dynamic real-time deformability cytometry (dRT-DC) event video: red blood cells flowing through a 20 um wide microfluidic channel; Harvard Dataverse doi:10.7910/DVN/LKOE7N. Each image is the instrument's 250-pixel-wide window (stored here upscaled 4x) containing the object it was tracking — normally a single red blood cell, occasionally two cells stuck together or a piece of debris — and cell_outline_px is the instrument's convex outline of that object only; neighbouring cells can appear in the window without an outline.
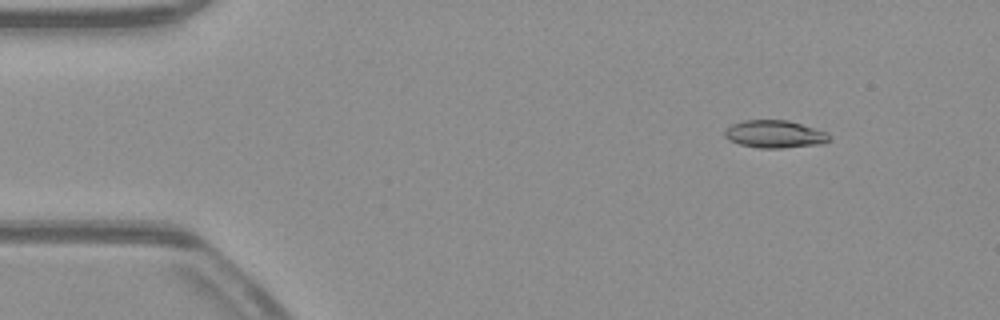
{"species": "common noctule bat (a hibernating species)", "species_latin": "Nyctalus noctula", "temperature_condition": "warm", "stored_images_in_passage": 49, "camera_frame_rate_fps": 3000, "um_per_image_px": 0.085, "animal": {"sex": "male", "body_mass_g": 23.1, "forearm_length_mm": 52.7}, "frame": {"image": 1, "passage_image": 3, "time_ms": 0.667, "image_size_px": [1000, 320], "cell_outline_px": [[828, 140], [824, 144], [784, 148], [760, 148], [740, 144], [728, 140], [724, 136], [724, 132], [732, 124], [744, 120], [788, 120], [828, 132]], "centroid_in_image_um": [65.85, 11.4], "position_along_channel_um": 19.1, "area_um2": 16.82}}
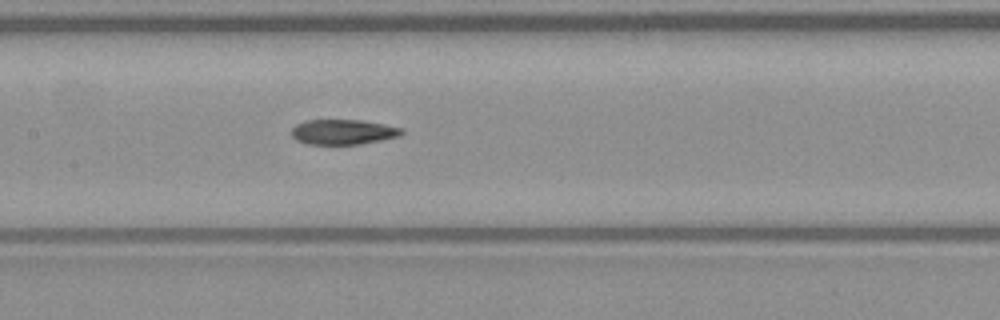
{"frame": {"image": 2, "passage_image": 22, "time_ms": 7.0, "image_size_px": [1000, 320], "cell_outline_px": [[404, 132], [400, 136], [360, 144], [308, 144], [296, 140], [292, 136], [292, 128], [296, 124], [304, 120], [360, 120], [384, 124], [404, 128]], "centroid_in_image_um": [29.17, 11.21], "position_along_channel_um": 178.2, "area_um2": 16.13}}
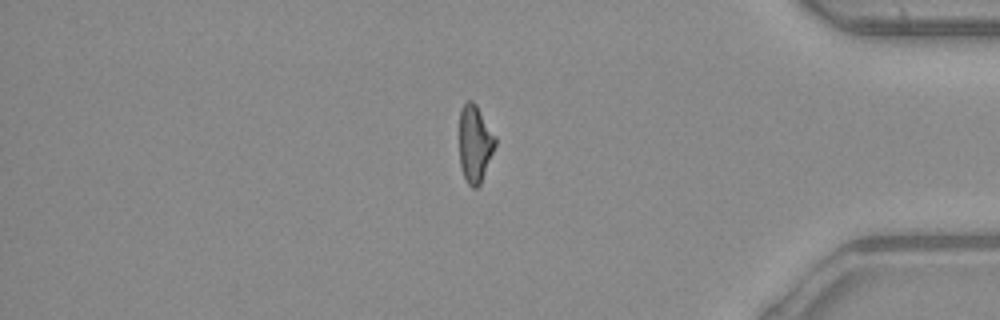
{"frame": {"image": 3, "passage_image": 41, "time_ms": 13.333, "image_size_px": [1000, 320], "cell_outline_px": [[496, 144], [480, 184], [476, 188], [472, 188], [468, 184], [460, 168], [460, 108], [468, 100], [472, 100], [476, 104], [496, 136]], "centroid_in_image_um": [40.37, 12.2], "position_along_channel_um": 394.8, "area_um2": 16.13}, "authors_computed_cell_mechanics": {"area_um2": 16.8776, "velocity_mm_per_s": 3.9361, "shape_relaxation_time_tau1_ms": null, "shape_relaxation_time_tau2_ms": 3.8697, "deformation_change_tau1": null, "deformation_change_tau2": 0.1084}}